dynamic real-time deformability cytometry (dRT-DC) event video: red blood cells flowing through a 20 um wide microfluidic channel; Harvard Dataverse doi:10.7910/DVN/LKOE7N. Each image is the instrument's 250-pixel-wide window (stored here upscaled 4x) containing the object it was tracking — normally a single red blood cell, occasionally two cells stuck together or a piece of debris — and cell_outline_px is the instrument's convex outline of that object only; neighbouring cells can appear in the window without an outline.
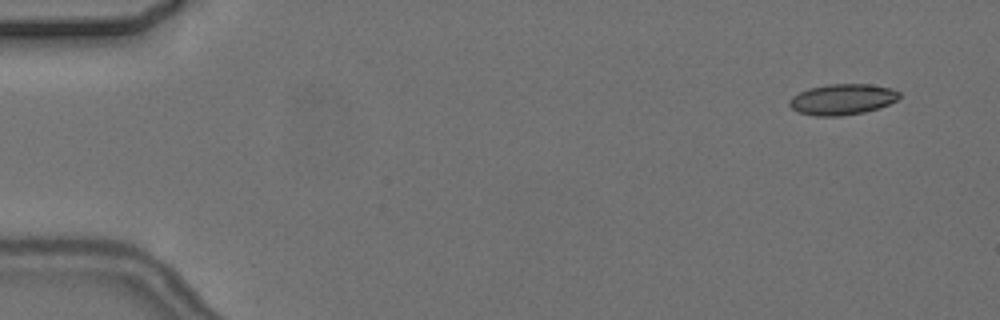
{"species": "common noctule bat (a hibernating species)", "species_latin": "Nyctalus noctula", "temperature_condition": "cold", "stored_images_in_passage": 9, "camera_frame_rate_fps": 3000, "um_per_image_px": 0.085, "animal": {"sex": "female", "body_mass_g": 24.6, "forearm_length_mm": 56.2}, "frame": {"image": 1, "passage_image": 1, "time_ms": 0.0, "image_size_px": [1000, 320], "cell_outline_px": [[900, 96], [896, 100], [880, 108], [864, 112], [840, 116], [816, 116], [800, 112], [792, 108], [788, 104], [788, 100], [792, 96], [808, 88], [828, 84], [868, 84], [892, 88], [900, 92]], "centroid_in_image_um": [71.6, 8.44], "position_along_channel_um": 13.4, "area_um2": 19.77}}
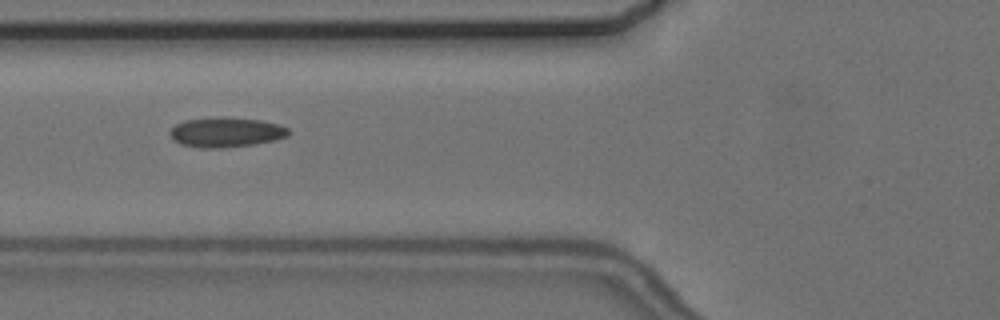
{"frame": {"image": 2, "passage_image": 6, "time_ms": 6.0, "image_size_px": [1000, 320], "cell_outline_px": [[288, 136], [276, 140], [252, 144], [224, 148], [200, 148], [180, 144], [172, 140], [168, 132], [176, 124], [184, 120], [216, 116], [260, 120], [276, 124], [288, 128]], "centroid_in_image_um": [19.15, 11.24], "position_along_channel_um": 106.7, "area_um2": 20.75}}
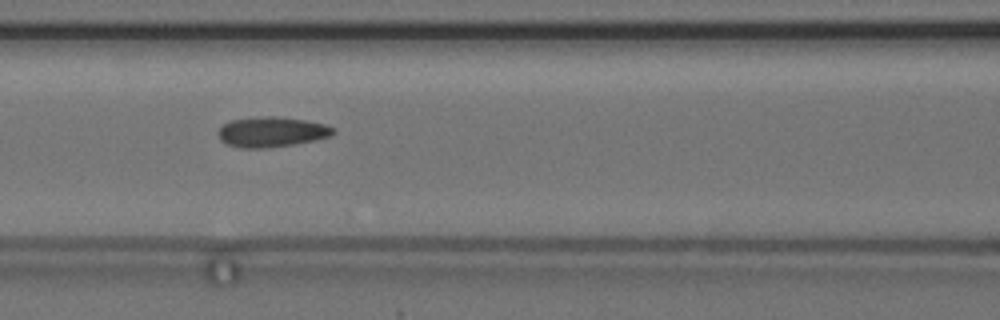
{"frame": {"image": 3, "passage_image": 7, "time_ms": 7.0, "image_size_px": [1000, 320], "cell_outline_px": [[336, 132], [332, 136], [316, 140], [292, 144], [264, 148], [240, 148], [228, 144], [220, 140], [216, 132], [224, 124], [232, 120], [264, 116], [276, 116], [308, 120], [324, 124], [336, 128]], "centroid_in_image_um": [23.12, 11.21], "position_along_channel_um": 143.5, "area_um2": 20.35}}